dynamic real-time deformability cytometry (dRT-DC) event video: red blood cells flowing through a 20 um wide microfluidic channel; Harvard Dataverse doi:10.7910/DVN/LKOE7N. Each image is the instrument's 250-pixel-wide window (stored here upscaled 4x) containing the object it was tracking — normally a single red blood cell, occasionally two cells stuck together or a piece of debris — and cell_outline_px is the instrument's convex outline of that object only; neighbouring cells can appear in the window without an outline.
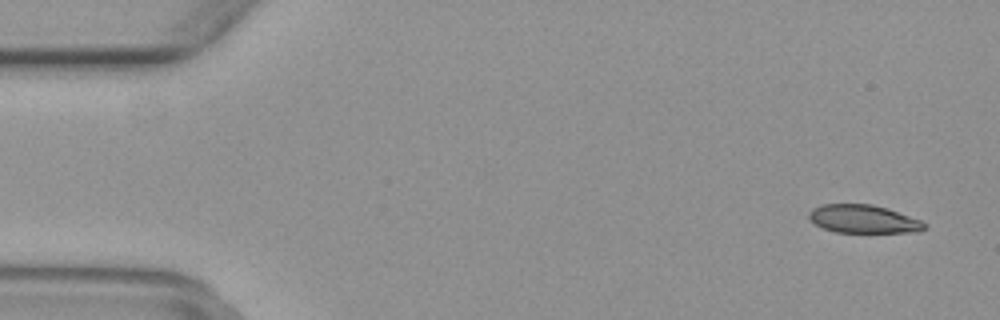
{"species": "common noctule bat (a hibernating species)", "species_latin": "Nyctalus noctula", "temperature_condition": "warm", "stored_images_in_passage": 51, "camera_frame_rate_fps": 3000, "um_per_image_px": 0.085, "animal": {"sex": "female", "body_mass_g": 29.2, "forearm_length_mm": 56.3}, "frame": {"image": 1, "passage_image": 3, "time_ms": 0.667, "image_size_px": [1000, 320], "cell_outline_px": [[928, 228], [920, 232], [836, 232], [824, 228], [816, 224], [808, 216], [808, 212], [812, 208], [820, 204], [872, 204], [920, 220], [928, 224]], "centroid_in_image_um": [73.39, 18.62], "position_along_channel_um": 11.6, "area_um2": 18.84}}
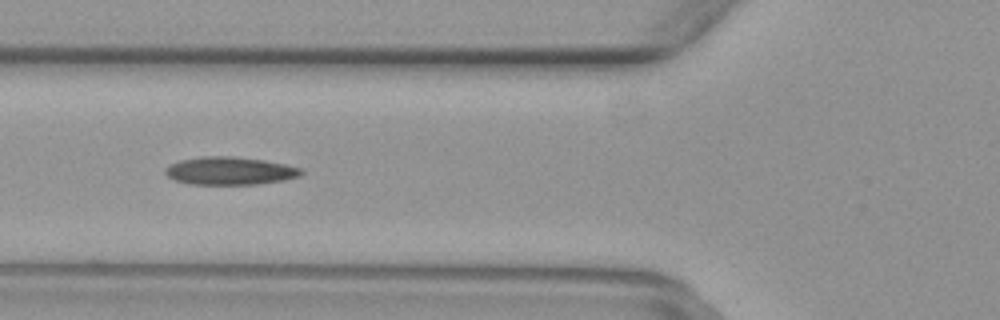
{"frame": {"image": 2, "passage_image": 19, "time_ms": 6.0, "image_size_px": [1000, 320], "cell_outline_px": [[304, 172], [300, 176], [284, 180], [256, 184], [188, 184], [176, 180], [168, 176], [164, 172], [164, 168], [180, 160], [200, 156], [232, 156], [264, 160], [304, 168]], "centroid_in_image_um": [19.56, 14.52], "position_along_channel_um": 106.2, "area_um2": 22.14}}
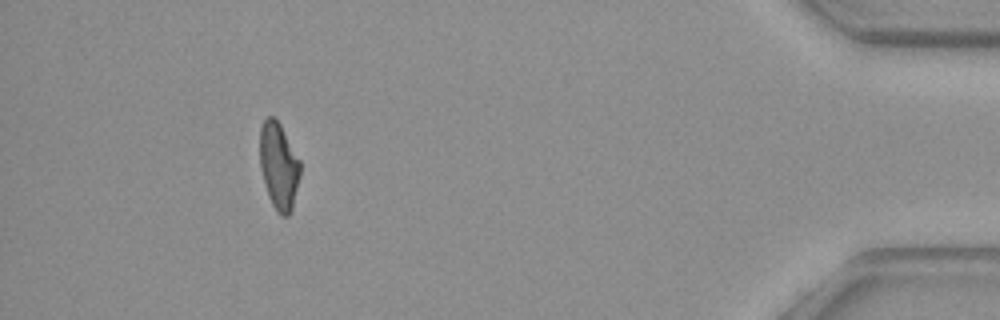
{"frame": {"image": 3, "passage_image": 46, "time_ms": 15.0, "image_size_px": [1000, 320], "cell_outline_px": [[300, 176], [292, 208], [288, 216], [280, 216], [276, 212], [268, 196], [264, 184], [260, 168], [260, 128], [264, 120], [268, 116], [272, 116], [280, 124], [300, 160]], "centroid_in_image_um": [23.69, 14.13], "position_along_channel_um": 411.5, "area_um2": 20.46}}